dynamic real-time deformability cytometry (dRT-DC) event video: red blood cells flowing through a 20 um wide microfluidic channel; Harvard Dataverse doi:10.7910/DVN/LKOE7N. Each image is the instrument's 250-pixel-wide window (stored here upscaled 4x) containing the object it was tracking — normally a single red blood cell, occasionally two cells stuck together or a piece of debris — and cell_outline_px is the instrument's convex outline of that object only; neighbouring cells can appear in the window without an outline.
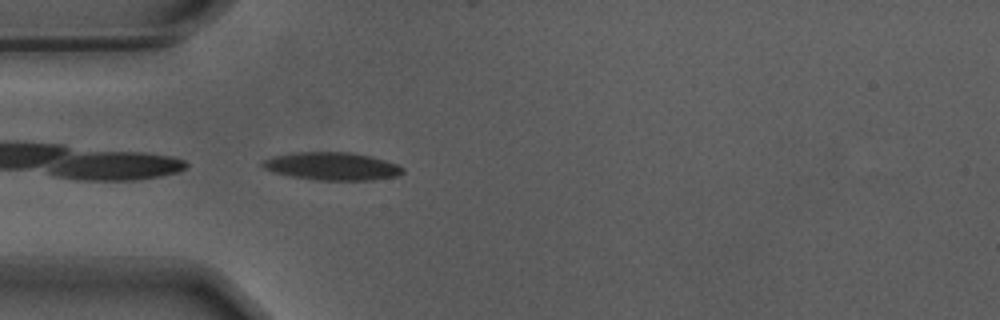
{"species": "Egyptian fruit bat (a non-hibernating species)", "species_latin": "Rousettus aegyptiacus", "temperature_condition": "warm", "stored_images_in_passage": 40, "camera_frame_rate_fps": 3000, "um_per_image_px": 0.085, "animal": {"sex": "male"}, "frame": {"image": 1, "passage_image": 1, "time_ms": 0.0, "image_size_px": [1000, 320], "cell_outline_px": [[404, 172], [396, 176], [372, 180], [316, 180], [292, 176], [272, 172], [264, 168], [260, 164], [264, 160], [272, 156], [296, 152], [352, 152], [384, 160], [396, 164], [404, 168]], "centroid_in_image_um": [28.2, 14.13], "position_along_channel_um": 56.8, "area_um2": 22.66}}
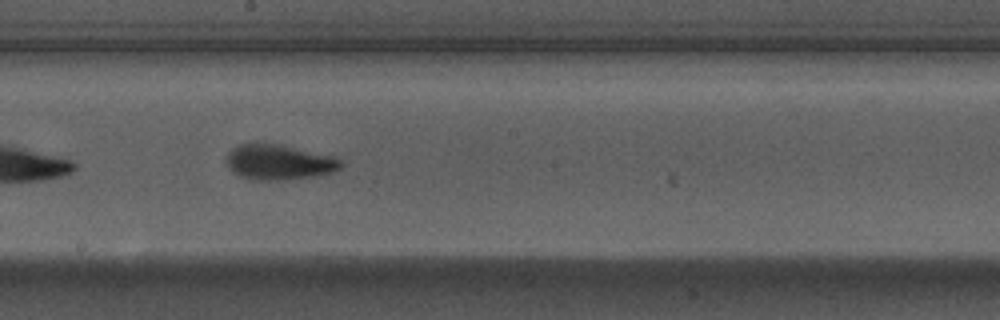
{"frame": {"image": 2, "passage_image": 15, "time_ms": 4.667, "image_size_px": [1000, 320], "cell_outline_px": [[344, 164], [340, 168], [332, 172], [316, 176], [272, 180], [248, 180], [240, 176], [228, 168], [224, 160], [228, 152], [232, 148], [240, 144], [256, 140], [276, 144], [332, 156], [340, 160]], "centroid_in_image_um": [23.61, 13.76], "position_along_channel_um": 224.6, "area_um2": 23.76}}
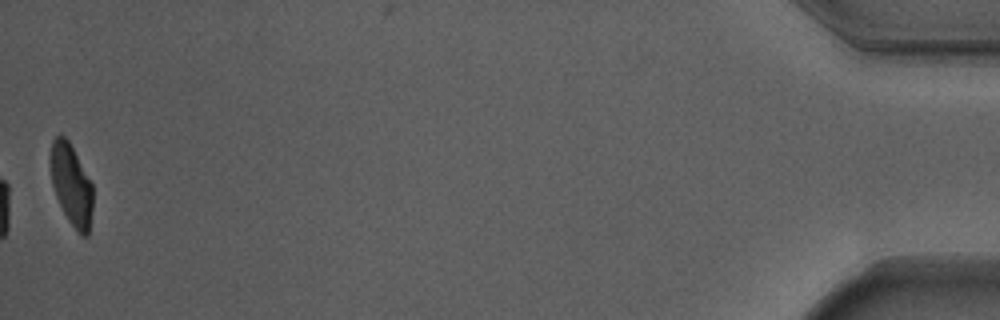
{"frame": {"image": 3, "passage_image": 40, "time_ms": 13.0, "image_size_px": [1000, 320], "cell_outline_px": [[92, 208], [88, 236], [80, 236], [68, 220], [56, 196], [52, 184], [48, 160], [48, 156], [52, 140], [60, 132], [68, 140], [92, 184]], "centroid_in_image_um": [6.02, 15.67], "position_along_channel_um": 429.2, "area_um2": 20.23}, "authors_computed_cell_mechanics": {"area_um2": 22.4553, "velocity_mm_per_s": 3.6824, "shape_relaxation_time_tau1_ms": 2.8744, "shape_relaxation_time_tau2_ms": 1.2365, "deformation_change_tau1": 0.1856, "deformation_change_tau2": 0.0852}}